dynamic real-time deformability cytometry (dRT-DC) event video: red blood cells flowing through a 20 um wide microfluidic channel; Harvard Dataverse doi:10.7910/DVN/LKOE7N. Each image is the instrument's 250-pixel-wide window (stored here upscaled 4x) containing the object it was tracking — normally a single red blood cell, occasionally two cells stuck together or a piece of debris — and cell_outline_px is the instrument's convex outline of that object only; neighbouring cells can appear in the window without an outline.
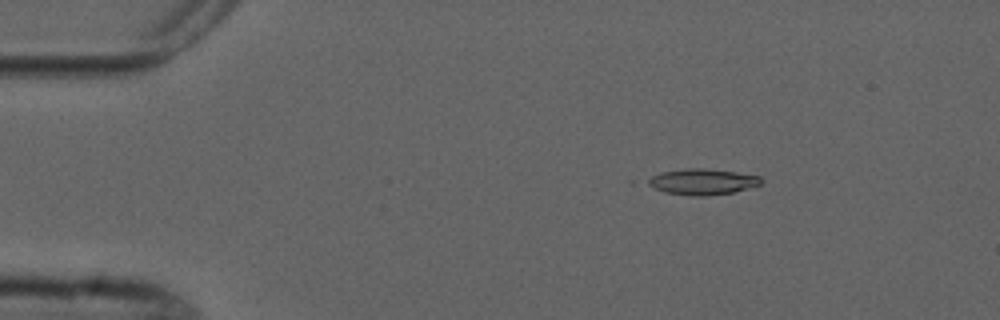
{"species": "common noctule bat (a hibernating species)", "species_latin": "Nyctalus noctula", "temperature_condition": "cold", "stored_images_in_passage": 7, "camera_frame_rate_fps": 3000, "um_per_image_px": 0.085, "animal": {"sex": "male", "forearm_length_mm": 52.5}, "frame": {"image": 1, "passage_image": 3, "time_ms": 2.333, "image_size_px": [1000, 320], "cell_outline_px": [[764, 180], [760, 184], [732, 192], [704, 196], [688, 196], [664, 192], [648, 184], [644, 180], [660, 172], [688, 168], [704, 168], [736, 172], [760, 176]], "centroid_in_image_um": [59.68, 15.44], "position_along_channel_um": 25.3, "area_um2": 17.05}}
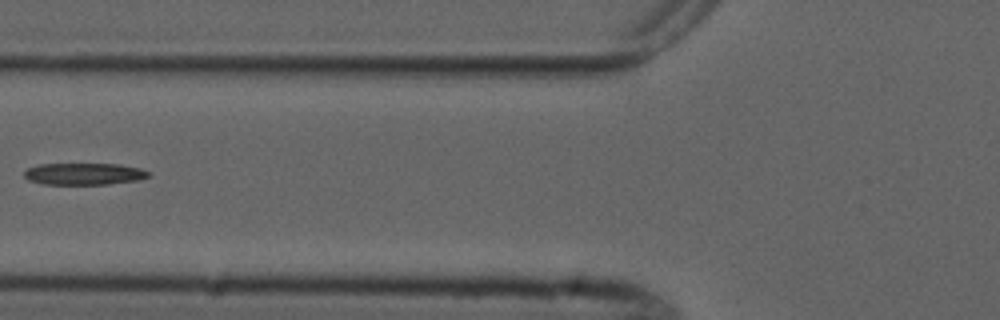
{"frame": {"image": 2, "passage_image": 6, "time_ms": 6.667, "image_size_px": [1000, 320], "cell_outline_px": [[148, 176], [136, 180], [108, 184], [44, 184], [28, 180], [24, 176], [24, 172], [28, 168], [40, 164], [120, 164], [140, 168], [148, 172]], "centroid_in_image_um": [7.11, 14.78], "position_along_channel_um": 118.7, "area_um2": 15.61}}
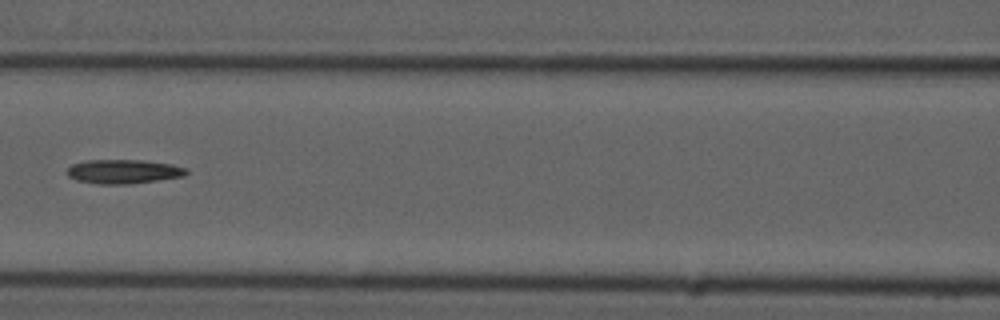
{"frame": {"image": 3, "passage_image": 7, "time_ms": 7.667, "image_size_px": [1000, 320], "cell_outline_px": [[188, 172], [184, 176], [128, 184], [100, 184], [76, 180], [68, 176], [68, 168], [72, 164], [88, 160], [140, 160], [172, 164], [188, 168]], "centroid_in_image_um": [10.51, 14.58], "position_along_channel_um": 156.1, "area_um2": 16.65}}